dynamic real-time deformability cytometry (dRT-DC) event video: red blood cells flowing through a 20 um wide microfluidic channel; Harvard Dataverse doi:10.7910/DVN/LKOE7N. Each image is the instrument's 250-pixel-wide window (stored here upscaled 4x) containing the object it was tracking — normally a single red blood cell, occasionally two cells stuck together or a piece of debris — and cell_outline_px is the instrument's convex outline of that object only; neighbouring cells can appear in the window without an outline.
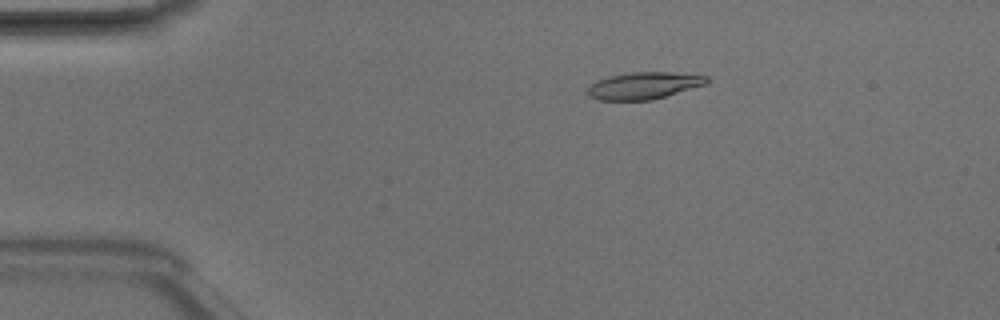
{"species": "Egyptian fruit bat (a non-hibernating species)", "species_latin": "Rousettus aegyptiacus", "temperature_condition": "room temperature", "stored_images_in_passage": 5, "camera_frame_rate_fps": 3000, "um_per_image_px": 0.085, "animal": {"sex": "male"}, "frame": {"image": 1, "passage_image": 3, "time_ms": 0.667, "image_size_px": [1000, 320], "cell_outline_px": [[708, 84], [652, 100], [600, 100], [588, 96], [588, 88], [596, 80], [608, 76], [632, 72], [668, 72], [708, 76]], "centroid_in_image_um": [54.73, 7.28], "position_along_channel_um": 30.3, "area_um2": 18.73}}